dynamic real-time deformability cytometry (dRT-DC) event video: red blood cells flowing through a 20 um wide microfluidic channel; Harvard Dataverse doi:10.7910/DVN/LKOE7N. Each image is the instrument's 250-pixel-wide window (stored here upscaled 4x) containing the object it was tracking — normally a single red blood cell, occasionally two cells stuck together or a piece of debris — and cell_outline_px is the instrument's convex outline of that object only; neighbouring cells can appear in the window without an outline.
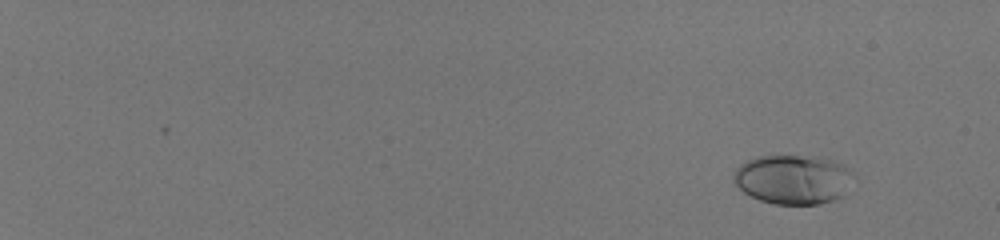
{"species": "human", "species_latin": "Homo sapiens", "temperature_condition": "room temperature", "stored_images_in_passage": 51, "camera_frame_rate_fps": 3000, "um_per_image_px": 0.085, "donor": {"sex": "male"}, "frame": {"image": 1, "passage_image": 1, "time_ms": 0.0, "image_size_px": [1000, 240], "cell_outline_px": [[856, 176], [840, 196], [832, 200], [820, 204], [776, 204], [760, 200], [744, 192], [732, 180], [732, 176], [736, 168], [740, 164], [748, 160], [760, 156], [816, 156], [832, 160], [844, 164], [856, 172]], "centroid_in_image_um": [67.44, 15.23], "position_along_channel_um": 17.6, "area_um2": 34.62}}
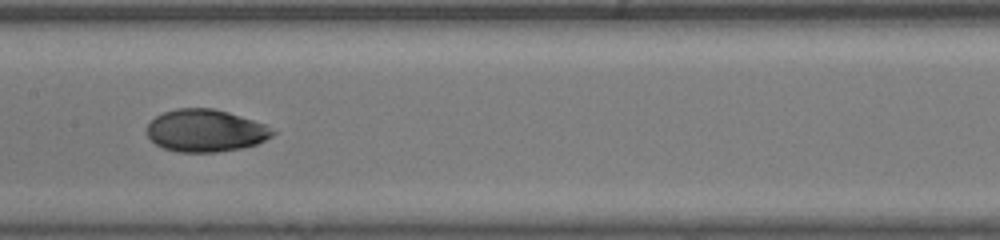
{"frame": {"image": 2, "passage_image": 30, "time_ms": 9.667, "image_size_px": [1000, 240], "cell_outline_px": [[276, 132], [272, 136], [256, 144], [240, 148], [216, 152], [180, 152], [164, 148], [156, 144], [148, 136], [148, 124], [156, 116], [164, 112], [176, 108], [212, 108], [228, 112], [264, 124]], "centroid_in_image_um": [17.46, 11.1], "position_along_channel_um": 189.9, "area_um2": 30.69}}
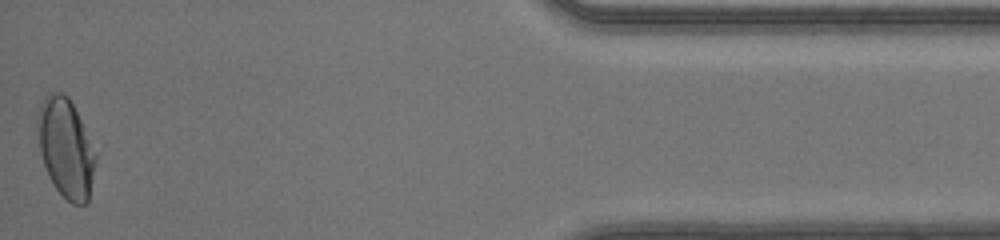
{"frame": {"image": 3, "passage_image": 51, "time_ms": 16.667, "image_size_px": [1000, 240], "cell_outline_px": [[96, 160], [88, 200], [84, 204], [72, 204], [52, 184], [48, 176], [40, 152], [36, 124], [36, 116], [40, 104], [44, 96], [48, 92], [60, 92], [68, 96], [80, 120], [96, 156]], "centroid_in_image_um": [5.54, 12.56], "position_along_channel_um": 429.7, "area_um2": 33.12}, "authors_computed_cell_mechanics": {"area_um2": 31.212, "velocity_mm_per_s": 4.1653, "shape_relaxation_time_tau1_ms": 5.6406, "shape_relaxation_time_tau2_ms": 0.7816, "deformation_change_tau1": 0.1742, "deformation_change_tau2": 0.0341}}